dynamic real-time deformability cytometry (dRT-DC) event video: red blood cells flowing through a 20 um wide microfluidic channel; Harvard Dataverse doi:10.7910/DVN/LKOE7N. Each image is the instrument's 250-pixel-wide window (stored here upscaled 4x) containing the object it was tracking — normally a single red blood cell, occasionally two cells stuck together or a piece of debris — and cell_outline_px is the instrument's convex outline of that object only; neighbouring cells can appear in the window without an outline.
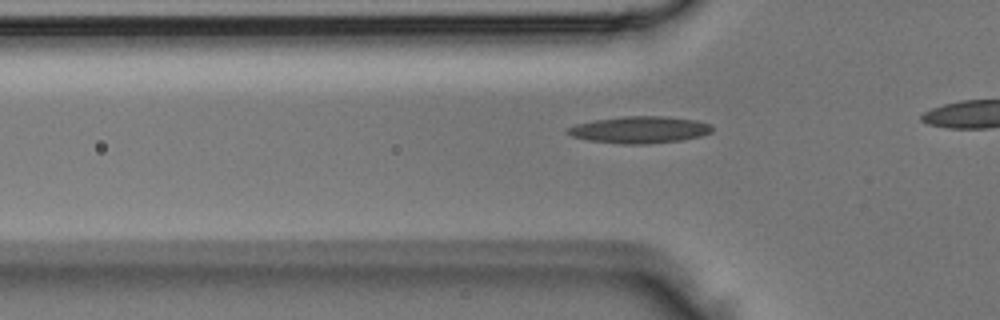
{"species": "Egyptian fruit bat (a non-hibernating species)", "species_latin": "Rousettus aegyptiacus", "temperature_condition": "room temperature", "stored_images_in_passage": 3, "segment_of_instrument_passage": [2, 2], "camera_frame_rate_fps": 3000, "um_per_image_px": 0.085, "animal": {"sex": "male"}, "frame": {"image": 1, "passage_image": 3, "time_ms": 0.667, "image_size_px": [1000, 320], "cell_outline_px": [[712, 132], [700, 136], [680, 140], [648, 144], [620, 144], [588, 140], [572, 136], [564, 132], [568, 128], [576, 124], [596, 120], [624, 116], [664, 116], [696, 120], [712, 124]], "centroid_in_image_um": [54.37, 11.03], "position_along_channel_um": 71.4, "area_um2": 22.6}}